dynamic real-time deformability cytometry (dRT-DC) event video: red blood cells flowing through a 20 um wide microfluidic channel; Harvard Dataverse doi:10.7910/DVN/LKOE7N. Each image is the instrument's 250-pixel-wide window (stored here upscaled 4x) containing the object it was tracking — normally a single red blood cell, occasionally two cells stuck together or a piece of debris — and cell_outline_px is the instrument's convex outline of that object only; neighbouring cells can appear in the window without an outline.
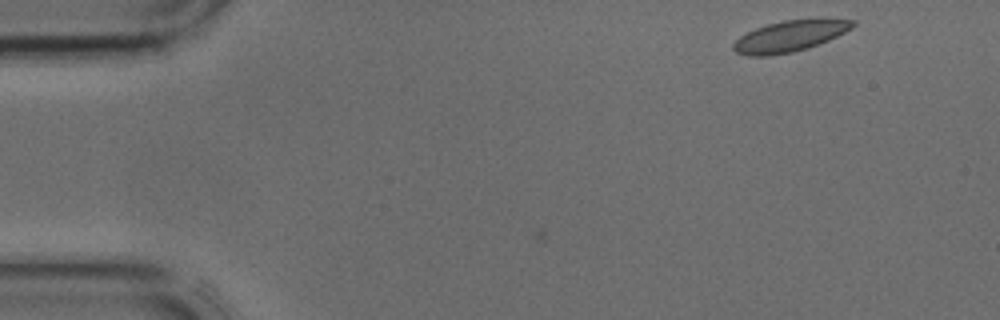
{"species": "common noctule bat (a hibernating species)", "species_latin": "Nyctalus noctula", "temperature_condition": "cold", "stored_images_in_passage": 2, "camera_frame_rate_fps": 3000, "um_per_image_px": 0.085, "animal": {"sex": "male", "body_mass_g": 17.9, "forearm_length_mm": 54.2}, "frame": {"image": 1, "passage_image": 2, "time_ms": 0.333, "image_size_px": [1000, 320], "cell_outline_px": [[856, 24], [852, 28], [828, 40], [808, 48], [792, 52], [768, 56], [748, 56], [736, 52], [732, 48], [732, 44], [740, 36], [756, 28], [768, 24], [784, 20], [856, 20]], "centroid_in_image_um": [67.08, 3.1], "position_along_channel_um": 17.9, "area_um2": 21.15}}